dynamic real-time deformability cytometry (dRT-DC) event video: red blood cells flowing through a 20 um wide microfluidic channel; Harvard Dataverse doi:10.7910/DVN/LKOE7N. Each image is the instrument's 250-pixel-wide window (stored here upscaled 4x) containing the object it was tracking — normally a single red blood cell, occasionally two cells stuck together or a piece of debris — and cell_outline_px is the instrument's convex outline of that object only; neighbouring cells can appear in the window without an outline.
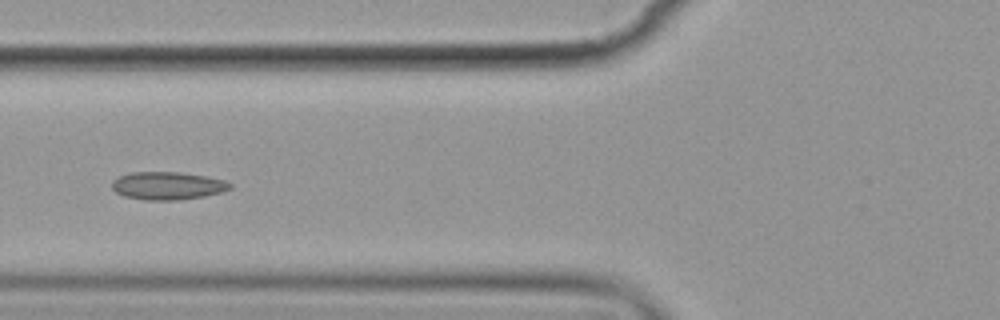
{"species": "common noctule bat (a hibernating species)", "species_latin": "Nyctalus noctula", "temperature_condition": "cold", "stored_images_in_passage": 14, "camera_frame_rate_fps": 3000, "um_per_image_px": 0.085, "animal": {"sex": "female", "body_mass_g": 19.9}, "frame": {"image": 1, "passage_image": 5, "time_ms": 5.667, "image_size_px": [1000, 320], "cell_outline_px": [[232, 188], [224, 192], [204, 196], [180, 200], [144, 200], [124, 196], [116, 192], [112, 188], [112, 180], [120, 176], [132, 172], [180, 172], [208, 176], [224, 180], [232, 184]], "centroid_in_image_um": [14.28, 15.79], "position_along_channel_um": 111.5, "area_um2": 19.36}}
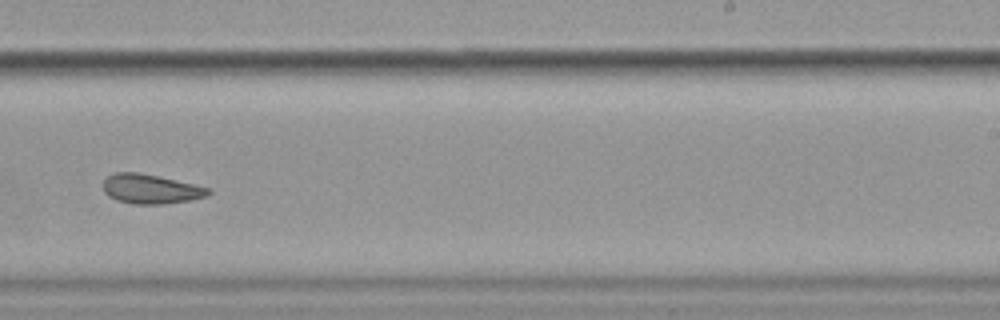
{"frame": {"image": 2, "passage_image": 9, "time_ms": 10.333, "image_size_px": [1000, 320], "cell_outline_px": [[212, 192], [208, 196], [188, 200], [160, 204], [132, 204], [116, 200], [108, 196], [104, 192], [104, 180], [108, 176], [116, 172], [136, 172], [156, 176], [212, 188]], "centroid_in_image_um": [12.81, 16.07], "position_along_channel_um": 276.2, "area_um2": 17.92}}
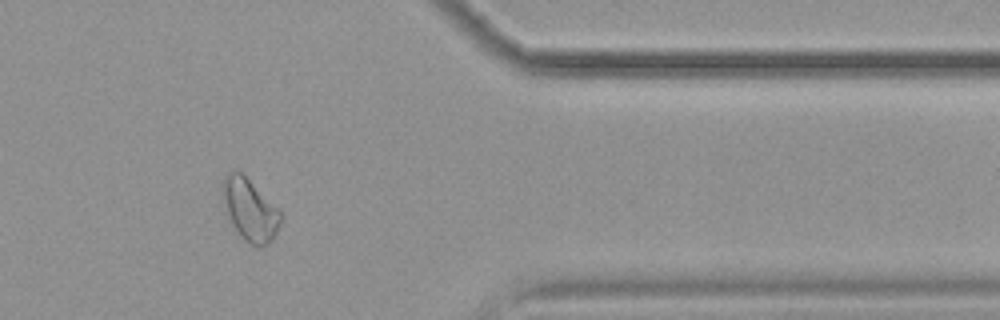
{"frame": {"image": 3, "passage_image": 12, "time_ms": 14.0, "image_size_px": [1000, 320], "cell_outline_px": [[284, 216], [272, 240], [268, 244], [256, 248], [244, 240], [240, 236], [224, 212], [224, 176], [228, 172], [240, 172], [280, 208]], "centroid_in_image_um": [21.29, 17.88], "position_along_channel_um": 390.1, "area_um2": 21.04}, "authors_computed_cell_mechanics": {"area_um2": 19.1029, "velocity_mm_per_s": 3.5388, "shape_relaxation_time_tau1_ms": null, "shape_relaxation_time_tau2_ms": 4.8455, "deformation_change_tau1": null, "deformation_change_tau2": 0.0951}}